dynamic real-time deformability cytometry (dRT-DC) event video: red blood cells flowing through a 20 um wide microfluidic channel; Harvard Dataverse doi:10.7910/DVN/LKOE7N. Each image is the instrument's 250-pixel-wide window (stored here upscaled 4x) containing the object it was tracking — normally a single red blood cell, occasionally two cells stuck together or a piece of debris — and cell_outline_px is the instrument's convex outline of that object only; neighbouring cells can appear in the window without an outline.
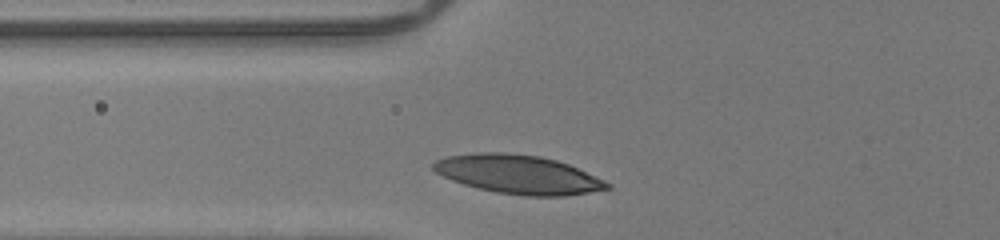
{"species": "human", "species_latin": "Homo sapiens", "temperature_condition": "room temperature", "stored_images_in_passage": 25, "camera_frame_rate_fps": 3000, "um_per_image_px": 0.085, "donor": {"sex": "male"}, "frame": {"image": 1, "passage_image": 2, "time_ms": 0.333, "image_size_px": [1000, 240], "cell_outline_px": [[612, 188], [564, 196], [524, 196], [496, 192], [464, 184], [452, 180], [436, 172], [432, 168], [432, 164], [436, 160], [448, 156], [476, 152], [504, 152], [540, 156], [556, 160], [568, 164], [604, 180], [612, 184]], "centroid_in_image_um": [44.05, 14.82], "position_along_channel_um": 81.7, "area_um2": 39.07}}
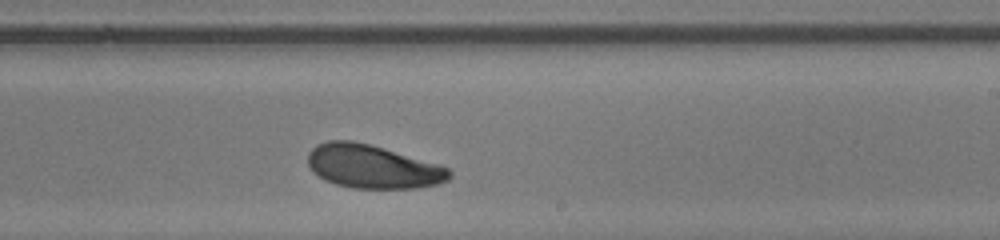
{"frame": {"image": 2, "passage_image": 15, "time_ms": 4.667, "image_size_px": [1000, 240], "cell_outline_px": [[452, 176], [448, 180], [440, 184], [416, 188], [352, 188], [336, 184], [324, 180], [308, 164], [308, 152], [316, 144], [328, 140], [352, 140], [368, 144], [440, 164], [448, 168], [452, 172]], "centroid_in_image_um": [31.7, 14.16], "position_along_channel_um": 257.3, "area_um2": 35.84}}
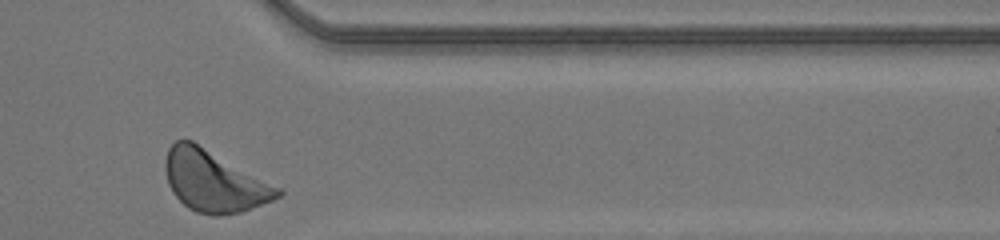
{"frame": {"image": 3, "passage_image": 25, "time_ms": 8.0, "image_size_px": [1000, 240], "cell_outline_px": [[284, 192], [280, 196], [272, 200], [240, 212], [216, 216], [212, 216], [196, 212], [188, 208], [172, 192], [168, 184], [164, 168], [164, 160], [168, 148], [176, 140], [192, 140], [280, 188]], "centroid_in_image_um": [18.15, 15.4], "position_along_channel_um": 393.3, "area_um2": 39.82}, "authors_computed_cell_mechanics": {"area_um2": 36.5874, "velocity_mm_per_s": 4.13, "shape_relaxation_time_tau1_ms": 4.6692, "shape_relaxation_time_tau2_ms": null, "deformation_change_tau1": 0.1592, "deformation_change_tau2": null}}